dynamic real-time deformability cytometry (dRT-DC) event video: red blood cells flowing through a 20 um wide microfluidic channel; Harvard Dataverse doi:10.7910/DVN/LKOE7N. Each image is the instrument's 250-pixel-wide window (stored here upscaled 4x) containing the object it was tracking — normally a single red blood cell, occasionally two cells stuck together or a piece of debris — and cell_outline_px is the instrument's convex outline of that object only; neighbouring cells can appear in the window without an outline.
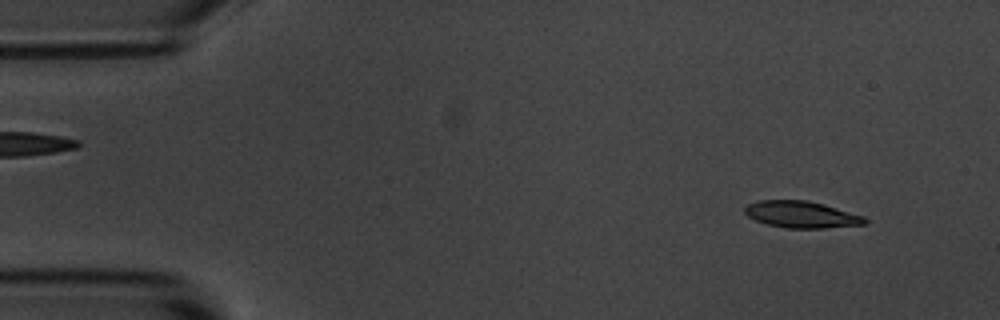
{"species": "common noctule bat (a hibernating species)", "species_latin": "Nyctalus noctula", "temperature_condition": "room temperature", "stored_images_in_passage": 3, "camera_frame_rate_fps": 3000, "um_per_image_px": 0.085, "animal": {"sex": "male", "body_mass_g": 20.1, "forearm_length_mm": 53.5}, "frame": {"image": 1, "passage_image": 1, "time_ms": 0.0, "image_size_px": [1000, 320], "cell_outline_px": [[868, 224], [824, 228], [788, 228], [768, 224], [756, 220], [748, 216], [744, 212], [744, 208], [748, 204], [756, 200], [804, 200], [824, 204], [864, 216], [868, 220]], "centroid_in_image_um": [68.14, 18.23], "position_along_channel_um": 16.9, "area_um2": 18.67}}
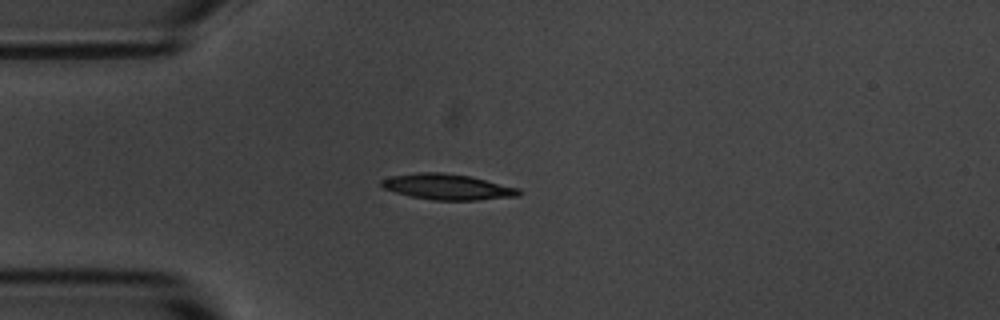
{"frame": {"image": 2, "passage_image": 3, "time_ms": 3.0, "image_size_px": [1000, 320], "cell_outline_px": [[524, 192], [520, 196], [476, 200], [432, 200], [412, 196], [396, 192], [384, 188], [380, 184], [380, 180], [392, 176], [416, 172], [440, 172], [468, 176], [520, 188]], "centroid_in_image_um": [38.07, 15.88], "position_along_channel_um": 46.9, "area_um2": 20.52}}